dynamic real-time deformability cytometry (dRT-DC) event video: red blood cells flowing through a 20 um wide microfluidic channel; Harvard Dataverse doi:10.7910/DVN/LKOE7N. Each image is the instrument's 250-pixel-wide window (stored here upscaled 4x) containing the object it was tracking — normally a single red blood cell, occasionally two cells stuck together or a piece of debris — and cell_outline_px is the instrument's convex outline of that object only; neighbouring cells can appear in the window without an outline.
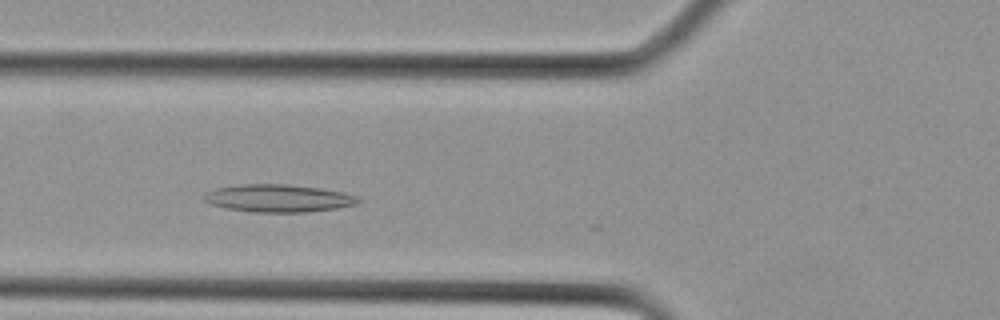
{"species": "Egyptian fruit bat (a non-hibernating species)", "species_latin": "Rousettus aegyptiacus", "temperature_condition": "cold", "stored_images_in_passage": 9, "camera_frame_rate_fps": 3000, "um_per_image_px": 0.085, "animal": {"sex": "female"}, "frame": {"image": 1, "passage_image": 7, "time_ms": 2.0, "image_size_px": [1000, 320], "cell_outline_px": [[360, 204], [336, 208], [308, 212], [252, 212], [224, 208], [208, 204], [204, 200], [204, 192], [216, 188], [240, 184], [288, 184], [320, 188], [344, 192], [356, 196], [360, 200]], "centroid_in_image_um": [23.64, 16.85], "position_along_channel_um": 102.2, "area_um2": 25.09}}